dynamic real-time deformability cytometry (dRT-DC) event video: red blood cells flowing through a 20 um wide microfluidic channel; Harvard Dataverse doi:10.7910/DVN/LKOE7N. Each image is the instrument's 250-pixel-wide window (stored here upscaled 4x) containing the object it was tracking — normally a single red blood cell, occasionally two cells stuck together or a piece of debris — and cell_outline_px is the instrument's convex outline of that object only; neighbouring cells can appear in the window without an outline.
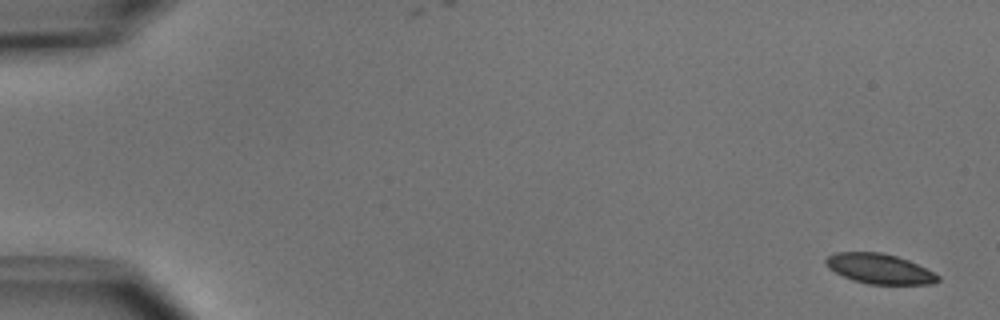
{"species": "common noctule bat (a hibernating species)", "species_latin": "Nyctalus noctula", "temperature_condition": "cold", "stored_images_in_passage": 53, "camera_frame_rate_fps": 3000, "um_per_image_px": 0.085, "animal": {"sex": "male", "body_mass_g": 15.6}, "frame": {"image": 1, "passage_image": 1, "time_ms": 0.0, "image_size_px": [1000, 320], "cell_outline_px": [[940, 280], [932, 284], [868, 284], [852, 280], [828, 268], [824, 264], [824, 260], [828, 256], [836, 252], [880, 252], [896, 256], [908, 260], [940, 276]], "centroid_in_image_um": [74.72, 22.84], "position_along_channel_um": 10.3, "area_um2": 19.48}}
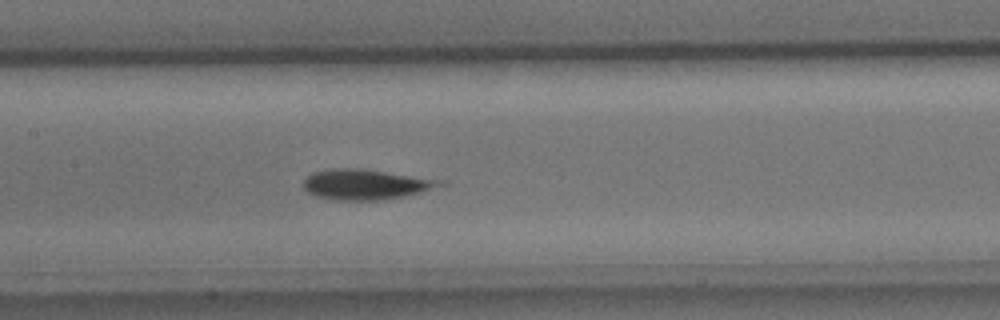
{"frame": {"image": 2, "passage_image": 26, "time_ms": 8.333, "image_size_px": [1000, 320], "cell_outline_px": [[448, 184], [420, 192], [404, 196], [376, 200], [336, 200], [316, 196], [308, 192], [304, 188], [304, 180], [308, 176], [316, 172], [336, 168], [360, 168], [448, 180]], "centroid_in_image_um": [31.17, 15.67], "position_along_channel_um": 176.2, "area_um2": 24.1}}
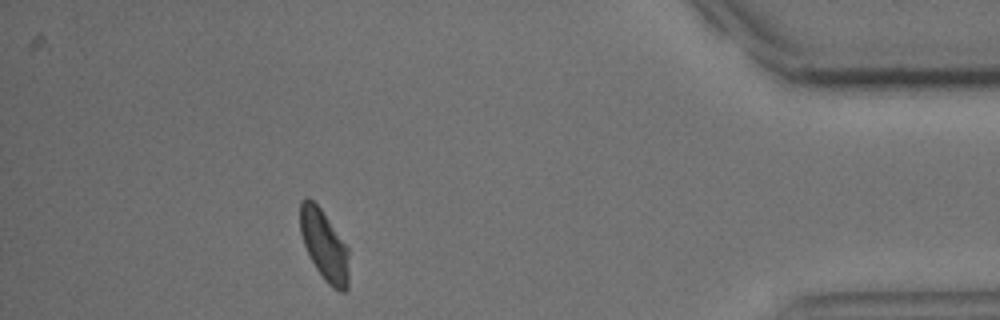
{"frame": {"image": 3, "passage_image": 48, "time_ms": 15.667, "image_size_px": [1000, 320], "cell_outline_px": [[348, 288], [344, 292], [340, 292], [332, 288], [324, 280], [316, 268], [304, 244], [300, 232], [300, 200], [304, 196], [308, 196], [320, 208], [348, 248]], "centroid_in_image_um": [27.55, 20.85], "position_along_channel_um": 407.6, "area_um2": 19.88}, "authors_computed_cell_mechanics": {"area_um2": 21.2126, "velocity_mm_per_s": 3.7558, "shape_relaxation_time_tau1_ms": 8.7899, "shape_relaxation_time_tau2_ms": 2.2566, "deformation_change_tau1": 0.187, "deformation_change_tau2": 0.0797}}